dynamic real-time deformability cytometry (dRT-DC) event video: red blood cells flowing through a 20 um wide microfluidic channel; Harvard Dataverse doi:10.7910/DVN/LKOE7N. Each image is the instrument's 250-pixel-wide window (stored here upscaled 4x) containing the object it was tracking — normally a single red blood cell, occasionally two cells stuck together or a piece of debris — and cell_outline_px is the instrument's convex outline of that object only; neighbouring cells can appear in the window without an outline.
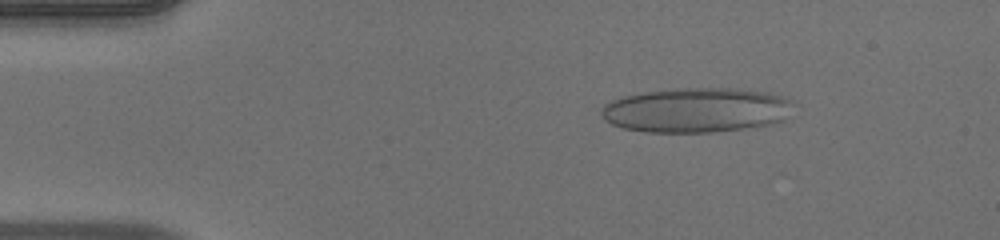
{"species": "human", "species_latin": "Homo sapiens", "temperature_condition": "warm", "stored_images_in_passage": 51, "camera_frame_rate_fps": 3000, "um_per_image_px": 0.085, "donor": {"sex": "male"}, "frame": {"image": 1, "passage_image": 8, "time_ms": 2.333, "image_size_px": [1000, 240], "cell_outline_px": [[800, 104], [784, 120], [772, 124], [744, 128], [712, 132], [648, 132], [624, 128], [612, 124], [604, 120], [600, 112], [604, 104], [612, 100], [624, 96], [644, 92], [676, 88], [736, 88], [764, 92], [784, 96]], "centroid_in_image_um": [59.27, 9.35], "position_along_channel_um": 25.7, "area_um2": 50.58}}
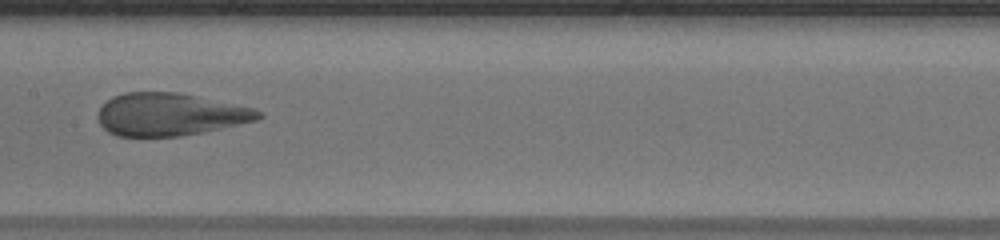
{"frame": {"image": 2, "passage_image": 26, "time_ms": 8.333, "image_size_px": [1000, 240], "cell_outline_px": [[264, 116], [256, 120], [204, 132], [180, 136], [116, 136], [108, 132], [100, 124], [96, 116], [100, 108], [112, 96], [124, 92], [180, 92], [252, 108], [260, 112]], "centroid_in_image_um": [14.4, 9.72], "position_along_channel_um": 193.0, "area_um2": 39.77}}
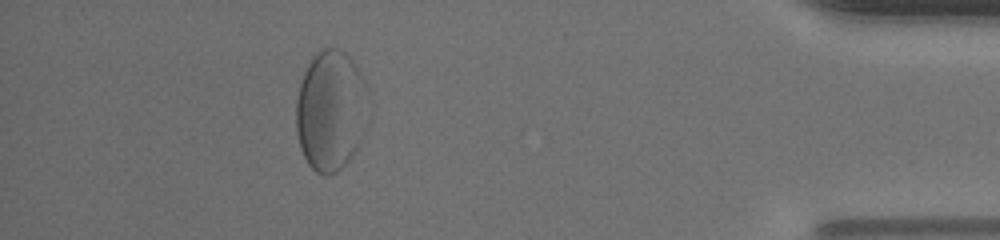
{"frame": {"image": 3, "passage_image": 46, "time_ms": 15.0, "image_size_px": [1000, 240], "cell_outline_px": [[372, 120], [360, 144], [348, 160], [336, 172], [328, 176], [324, 176], [316, 172], [308, 164], [300, 148], [296, 132], [296, 100], [300, 84], [304, 72], [308, 64], [316, 52], [324, 48], [340, 48], [356, 64], [364, 80], [372, 100]], "centroid_in_image_um": [28.2, 9.41], "position_along_channel_um": 407.0, "area_um2": 52.48}}